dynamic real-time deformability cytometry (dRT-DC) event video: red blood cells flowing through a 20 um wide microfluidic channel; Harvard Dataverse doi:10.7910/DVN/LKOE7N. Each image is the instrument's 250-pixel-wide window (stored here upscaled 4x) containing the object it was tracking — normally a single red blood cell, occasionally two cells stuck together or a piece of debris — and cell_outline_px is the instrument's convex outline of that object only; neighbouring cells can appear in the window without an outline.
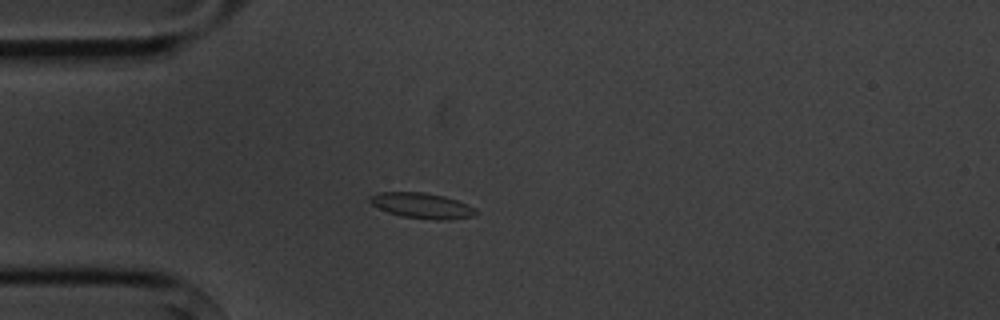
{"species": "common noctule bat (a hibernating species)", "species_latin": "Nyctalus noctula", "temperature_condition": "cold", "stored_images_in_passage": 5, "camera_frame_rate_fps": 3000, "um_per_image_px": 0.085, "animal": {"sex": "male", "body_mass_g": 20.1, "forearm_length_mm": 53.5}, "frame": {"image": 1, "passage_image": 4, "time_ms": 3.667, "image_size_px": [1000, 320], "cell_outline_px": [[476, 216], [448, 220], [436, 220], [400, 216], [388, 212], [372, 204], [368, 200], [368, 196], [376, 192], [424, 192], [444, 196], [468, 204], [476, 208]], "centroid_in_image_um": [35.87, 17.47], "position_along_channel_um": 49.1, "area_um2": 15.9}}